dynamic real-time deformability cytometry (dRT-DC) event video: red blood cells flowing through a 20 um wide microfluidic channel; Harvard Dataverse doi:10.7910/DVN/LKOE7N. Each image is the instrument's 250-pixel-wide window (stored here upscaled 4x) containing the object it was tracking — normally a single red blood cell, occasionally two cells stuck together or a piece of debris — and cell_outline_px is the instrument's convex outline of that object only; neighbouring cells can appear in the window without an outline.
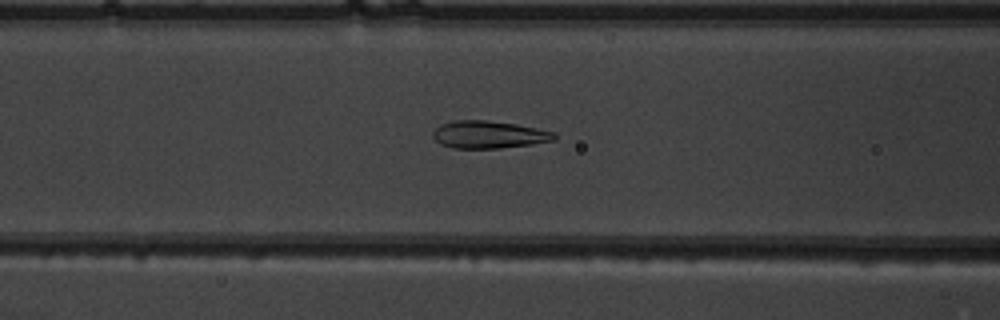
{"species": "common noctule bat (a hibernating species)", "species_latin": "Nyctalus noctula", "temperature_condition": "warm", "stored_images_in_passage": 50, "camera_frame_rate_fps": 3000, "um_per_image_px": 0.085, "animal": {"sex": "male", "body_mass_g": 19.5, "forearm_length_mm": 54.6}, "frame": {"image": 1, "passage_image": 21, "time_ms": 6.667, "image_size_px": [1000, 320], "cell_outline_px": [[556, 140], [532, 144], [500, 148], [452, 148], [440, 144], [432, 136], [432, 132], [440, 124], [456, 120], [488, 120], [516, 124], [556, 132]], "centroid_in_image_um": [41.55, 11.44], "position_along_channel_um": 125.1, "area_um2": 19.54}}
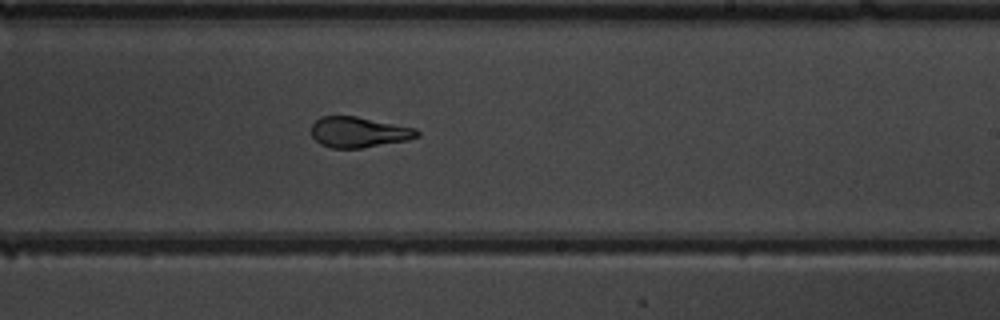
{"frame": {"image": 2, "passage_image": 31, "time_ms": 10.0, "image_size_px": [1000, 320], "cell_outline_px": [[420, 136], [408, 140], [364, 148], [332, 148], [320, 144], [312, 136], [312, 124], [320, 116], [356, 116], [416, 128], [420, 132]], "centroid_in_image_um": [30.51, 11.24], "position_along_channel_um": 258.5, "area_um2": 18.96}}
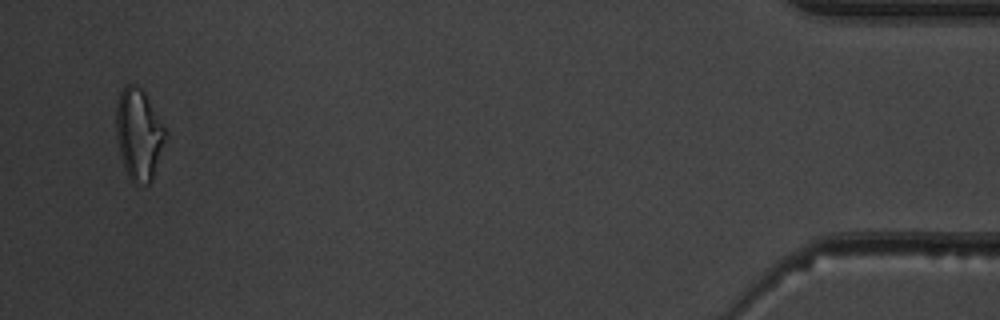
{"frame": {"image": 3, "passage_image": 49, "time_ms": 16.0, "image_size_px": [1000, 320], "cell_outline_px": [[168, 132], [152, 180], [148, 184], [132, 184], [128, 176], [120, 156], [116, 136], [116, 104], [120, 92], [124, 84], [132, 84], [140, 88], [144, 92]], "centroid_in_image_um": [11.79, 11.42], "position_along_channel_um": 423.4, "area_um2": 26.36}, "authors_computed_cell_mechanics": {"area_um2": 20.6635, "velocity_mm_per_s": 4.0129, "shape_relaxation_time_tau1_ms": 6.5088, "shape_relaxation_time_tau2_ms": 0.818, "deformation_change_tau1": 0.2379, "deformation_change_tau2": 0.0762}}